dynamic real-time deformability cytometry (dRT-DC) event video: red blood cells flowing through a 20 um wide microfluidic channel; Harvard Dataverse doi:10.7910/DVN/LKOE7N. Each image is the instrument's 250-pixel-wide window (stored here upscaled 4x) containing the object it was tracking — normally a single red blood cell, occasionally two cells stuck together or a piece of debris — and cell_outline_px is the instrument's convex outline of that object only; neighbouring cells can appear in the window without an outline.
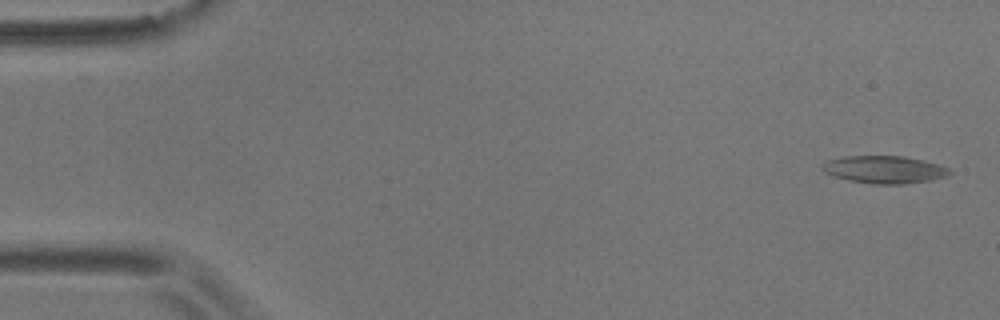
{"species": "common noctule bat (a hibernating species)", "species_latin": "Nyctalus noctula", "temperature_condition": "room temperature", "stored_images_in_passage": 57, "camera_frame_rate_fps": 3000, "um_per_image_px": 0.085, "animal": {"sex": "male", "body_mass_g": 17.9}, "frame": {"image": 1, "passage_image": 2, "time_ms": 0.333, "image_size_px": [1000, 320], "cell_outline_px": [[952, 172], [948, 176], [932, 180], [900, 184], [872, 184], [848, 180], [832, 176], [824, 172], [820, 168], [820, 164], [828, 160], [844, 156], [904, 156], [924, 160], [948, 168]], "centroid_in_image_um": [75.13, 14.41], "position_along_channel_um": 9.9, "area_um2": 20.58}}
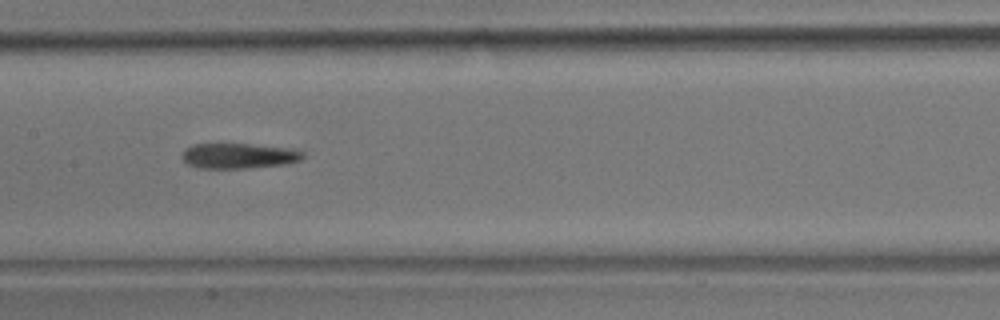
{"frame": {"image": 2, "passage_image": 28, "time_ms": 9.0, "image_size_px": [1000, 320], "cell_outline_px": [[304, 156], [300, 160], [284, 164], [244, 168], [196, 168], [188, 164], [180, 156], [192, 144], [248, 144], [292, 148], [304, 152]], "centroid_in_image_um": [20.29, 13.24], "position_along_channel_um": 187.1, "area_um2": 17.69}}
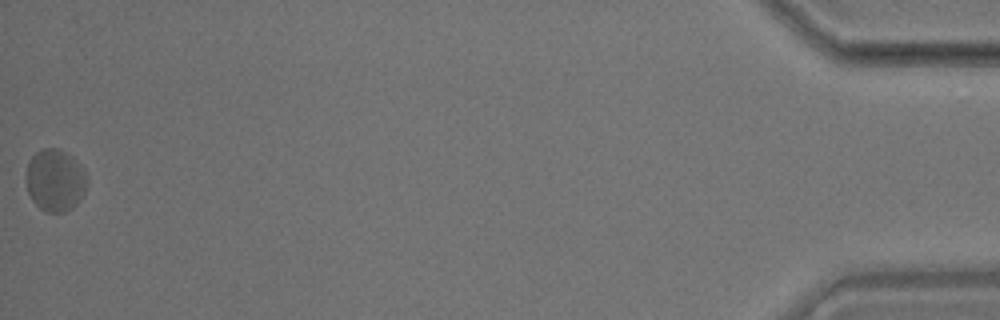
{"frame": {"image": 3, "passage_image": 57, "time_ms": 18.667, "image_size_px": [1000, 320], "cell_outline_px": [[84, 192], [76, 204], [72, 208], [64, 212], [44, 212], [32, 200], [28, 192], [24, 176], [28, 160], [36, 152], [44, 148], [60, 148], [72, 156], [84, 172]], "centroid_in_image_um": [4.61, 15.31], "position_along_channel_um": 430.6, "area_um2": 21.96}, "authors_computed_cell_mechanics": {"area_um2": 19.074, "velocity_mm_per_s": 3.5121, "shape_relaxation_time_tau1_ms": 10.3679, "shape_relaxation_time_tau2_ms": 5.5508, "deformation_change_tau1": 0.2131, "deformation_change_tau2": 0.1215}}